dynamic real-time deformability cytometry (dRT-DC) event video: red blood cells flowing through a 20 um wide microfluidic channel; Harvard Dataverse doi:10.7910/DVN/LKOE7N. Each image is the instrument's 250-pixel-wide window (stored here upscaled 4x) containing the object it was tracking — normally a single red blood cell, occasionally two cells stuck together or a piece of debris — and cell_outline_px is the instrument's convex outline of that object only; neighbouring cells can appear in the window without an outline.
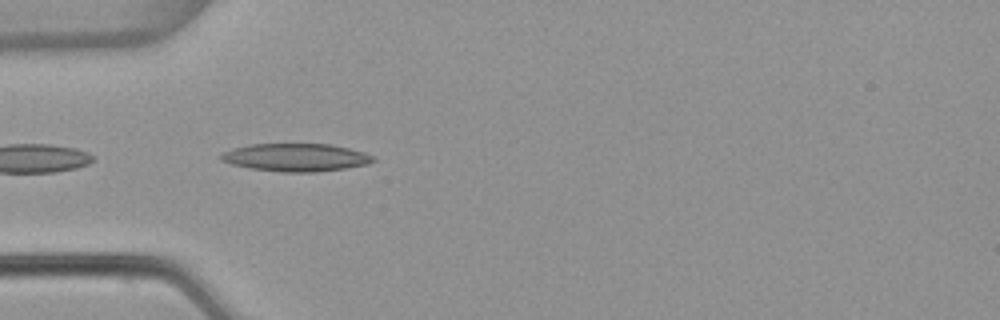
{"species": "common noctule bat (a hibernating species)", "species_latin": "Nyctalus noctula", "temperature_condition": "warm", "stored_images_in_passage": 6, "camera_frame_rate_fps": 3000, "um_per_image_px": 0.085, "animal": {"sex": "female", "body_mass_g": 22.7, "forearm_length_mm": 54.2}, "frame": {"image": 1, "passage_image": 3, "time_ms": 0.667, "image_size_px": [1000, 320], "cell_outline_px": [[376, 160], [368, 164], [344, 168], [316, 172], [284, 172], [248, 168], [232, 164], [220, 160], [220, 156], [224, 152], [232, 148], [248, 144], [332, 144], [364, 152], [372, 156]], "centroid_in_image_um": [25.13, 13.38], "position_along_channel_um": 59.9, "area_um2": 24.68}}
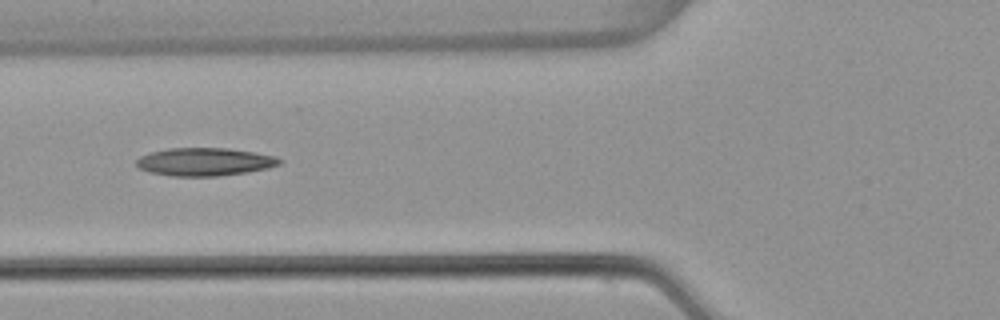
{"frame": {"image": 2, "passage_image": 4, "time_ms": 1.0, "image_size_px": [1000, 320], "cell_outline_px": [[284, 160], [280, 164], [268, 168], [248, 172], [220, 176], [172, 176], [148, 172], [140, 168], [136, 164], [136, 160], [140, 156], [152, 152], [168, 148], [228, 148], [256, 152], [276, 156]], "centroid_in_image_um": [17.43, 13.75], "position_along_channel_um": 108.4, "area_um2": 23.52}}
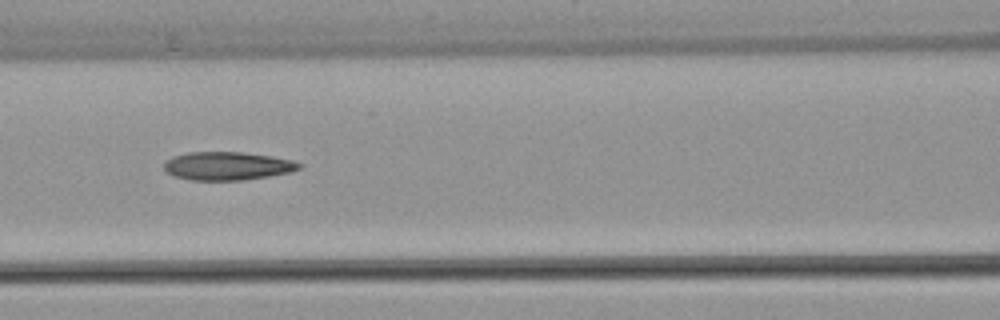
{"frame": {"image": 3, "passage_image": 5, "time_ms": 1.333, "image_size_px": [1000, 320], "cell_outline_px": [[304, 164], [300, 168], [292, 172], [268, 176], [240, 180], [192, 180], [172, 176], [164, 168], [164, 160], [172, 156], [188, 152], [240, 152], [272, 156], [296, 160]], "centroid_in_image_um": [19.35, 14.1], "position_along_channel_um": 147.3, "area_um2": 22.48}}